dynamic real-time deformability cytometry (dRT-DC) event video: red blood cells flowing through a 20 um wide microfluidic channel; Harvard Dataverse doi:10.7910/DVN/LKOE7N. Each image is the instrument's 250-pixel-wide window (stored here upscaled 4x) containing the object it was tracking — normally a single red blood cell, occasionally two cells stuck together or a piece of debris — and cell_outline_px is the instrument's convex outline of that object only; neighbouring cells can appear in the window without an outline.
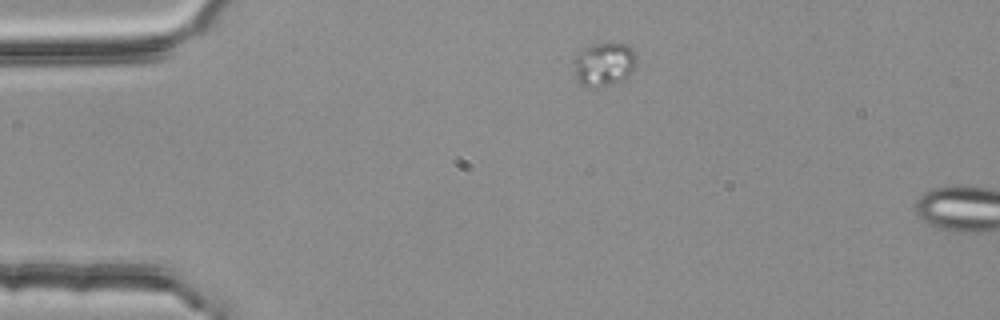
{"species": "common noctule bat (a hibernating species)", "species_latin": "Nyctalus noctula", "temperature_condition": "room temperature", "stored_images_in_passage": 4, "segment_of_instrument_passage": [1, 2], "camera_frame_rate_fps": 3000, "um_per_image_px": 0.085, "animal": {"sex": "female", "body_mass_g": 25.1}, "frame": {"image": 1, "passage_image": 1, "time_ms": 0.0, "image_size_px": [1000, 320], "cell_outline_px": [[636, 64], [632, 72], [628, 76], [620, 80], [600, 88], [588, 88], [580, 84], [576, 80], [576, 52], [580, 48], [588, 44], [624, 44], [632, 48], [636, 52]], "centroid_in_image_um": [51.33, 5.46], "position_along_channel_um": 33.7, "area_um2": 16.07}}